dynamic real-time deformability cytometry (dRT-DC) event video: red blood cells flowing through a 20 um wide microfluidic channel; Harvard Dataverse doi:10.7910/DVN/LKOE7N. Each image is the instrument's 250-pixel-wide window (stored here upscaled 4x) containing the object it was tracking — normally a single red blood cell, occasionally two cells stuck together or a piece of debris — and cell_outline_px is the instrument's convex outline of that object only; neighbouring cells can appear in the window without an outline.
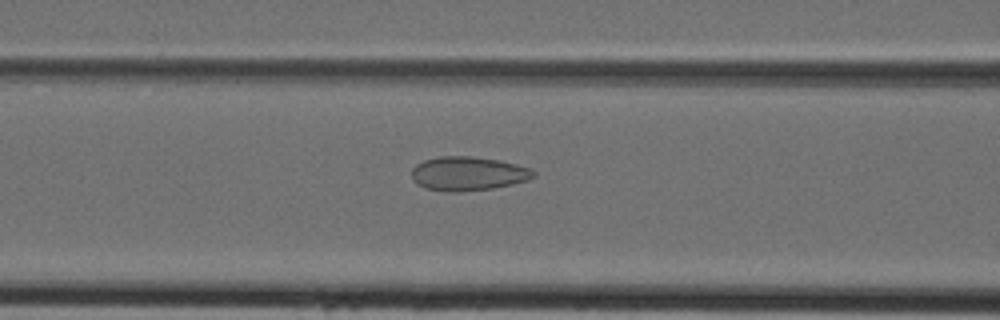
{"species": "Egyptian fruit bat (a non-hibernating species)", "species_latin": "Rousettus aegyptiacus", "temperature_condition": "cold", "stored_images_in_passage": 39, "camera_frame_rate_fps": 3000, "um_per_image_px": 0.085, "animal": {"sex": "female"}, "frame": {"image": 1, "passage_image": 12, "time_ms": 3.667, "image_size_px": [1000, 320], "cell_outline_px": [[536, 176], [528, 180], [512, 184], [492, 188], [460, 192], [444, 192], [424, 188], [416, 184], [412, 180], [412, 168], [416, 164], [424, 160], [440, 156], [472, 156], [500, 160], [532, 168], [536, 172]], "centroid_in_image_um": [39.78, 14.76], "position_along_channel_um": 126.8, "area_um2": 24.51}}
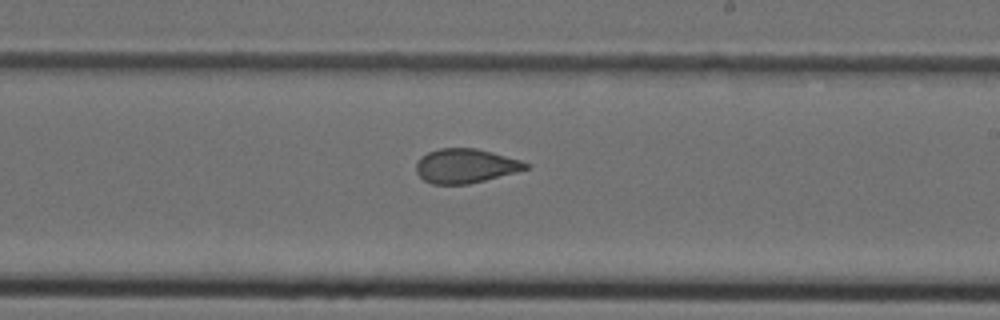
{"frame": {"image": 2, "passage_image": 20, "time_ms": 6.333, "image_size_px": [1000, 320], "cell_outline_px": [[528, 168], [516, 172], [468, 184], [432, 184], [424, 180], [416, 172], [416, 164], [420, 156], [428, 152], [440, 148], [476, 148], [492, 152], [520, 160], [528, 164]], "centroid_in_image_um": [39.53, 14.1], "position_along_channel_um": 249.5, "area_um2": 21.73}}
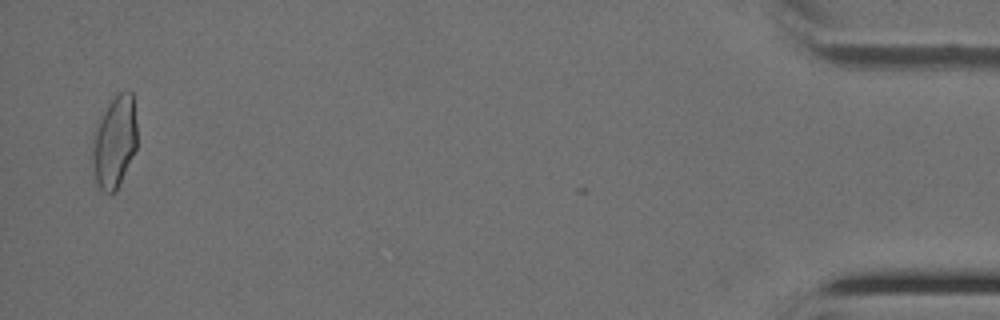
{"frame": {"image": 3, "passage_image": 37, "time_ms": 12.0, "image_size_px": [1000, 320], "cell_outline_px": [[136, 148], [116, 192], [104, 192], [96, 184], [92, 164], [92, 140], [96, 128], [108, 104], [120, 92], [128, 88], [132, 92], [136, 124]], "centroid_in_image_um": [9.73, 12.07], "position_along_channel_um": 425.5, "area_um2": 23.76}}